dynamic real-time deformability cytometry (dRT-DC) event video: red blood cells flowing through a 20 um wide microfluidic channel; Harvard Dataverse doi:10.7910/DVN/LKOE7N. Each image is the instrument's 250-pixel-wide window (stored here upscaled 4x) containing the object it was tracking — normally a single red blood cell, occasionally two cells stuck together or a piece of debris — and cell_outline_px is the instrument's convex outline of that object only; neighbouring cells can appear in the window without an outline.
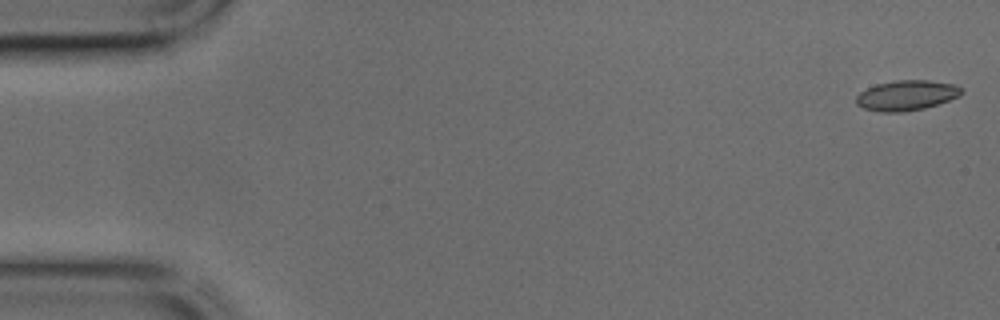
{"species": "common noctule bat (a hibernating species)", "species_latin": "Nyctalus noctula", "temperature_condition": "cold", "stored_images_in_passage": 44, "camera_frame_rate_fps": 3000, "um_per_image_px": 0.085, "animal": {"sex": "male", "body_mass_g": 17.9, "forearm_length_mm": 54.2}, "frame": {"image": 1, "passage_image": 1, "time_ms": 0.0, "image_size_px": [1000, 320], "cell_outline_px": [[964, 92], [960, 96], [924, 108], [904, 112], [880, 112], [864, 108], [856, 104], [856, 96], [860, 92], [876, 84], [896, 80], [928, 80], [952, 84], [960, 88]], "centroid_in_image_um": [77.03, 8.11], "position_along_channel_um": 8.0, "area_um2": 18.38}}
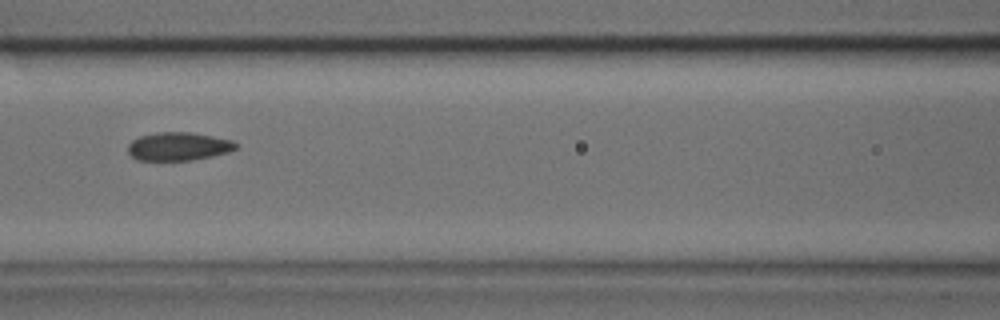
{"frame": {"image": 2, "passage_image": 19, "time_ms": 6.0, "image_size_px": [1000, 320], "cell_outline_px": [[236, 148], [228, 152], [212, 156], [192, 160], [136, 160], [128, 152], [128, 144], [132, 140], [140, 136], [156, 132], [188, 132], [212, 136], [232, 140], [236, 144]], "centroid_in_image_um": [15.14, 12.44], "position_along_channel_um": 151.5, "area_um2": 17.69}}
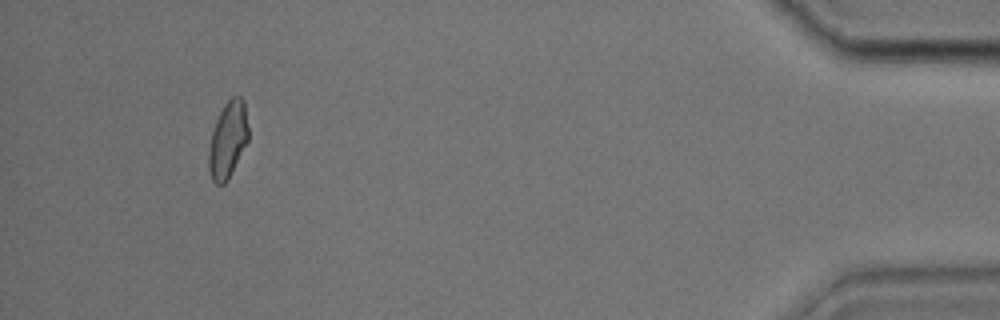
{"frame": {"image": 3, "passage_image": 41, "time_ms": 13.333, "image_size_px": [1000, 320], "cell_outline_px": [[248, 140], [228, 180], [224, 184], [216, 184], [212, 180], [208, 168], [208, 148], [212, 132], [216, 120], [224, 104], [232, 96], [240, 96], [244, 100], [248, 128]], "centroid_in_image_um": [19.36, 11.89], "position_along_channel_um": 415.8, "area_um2": 17.69}}